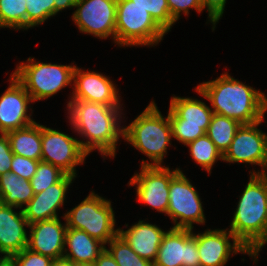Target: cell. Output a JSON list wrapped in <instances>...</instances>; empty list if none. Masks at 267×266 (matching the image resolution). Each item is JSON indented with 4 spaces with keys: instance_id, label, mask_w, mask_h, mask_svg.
Returning <instances> with one entry per match:
<instances>
[{
    "instance_id": "obj_1",
    "label": "cell",
    "mask_w": 267,
    "mask_h": 266,
    "mask_svg": "<svg viewBox=\"0 0 267 266\" xmlns=\"http://www.w3.org/2000/svg\"><path fill=\"white\" fill-rule=\"evenodd\" d=\"M122 106H107L84 100H70L67 104L71 126L86 142L79 140L81 147L90 154L93 150L103 155L115 157L119 138H123L120 126ZM121 127V128H120Z\"/></svg>"
},
{
    "instance_id": "obj_2",
    "label": "cell",
    "mask_w": 267,
    "mask_h": 266,
    "mask_svg": "<svg viewBox=\"0 0 267 266\" xmlns=\"http://www.w3.org/2000/svg\"><path fill=\"white\" fill-rule=\"evenodd\" d=\"M195 90L210 101L215 114L237 120L240 124L265 120V93L234 79L227 72L214 80L202 82Z\"/></svg>"
},
{
    "instance_id": "obj_3",
    "label": "cell",
    "mask_w": 267,
    "mask_h": 266,
    "mask_svg": "<svg viewBox=\"0 0 267 266\" xmlns=\"http://www.w3.org/2000/svg\"><path fill=\"white\" fill-rule=\"evenodd\" d=\"M230 222V231L255 262L267 243V173L251 174Z\"/></svg>"
},
{
    "instance_id": "obj_4",
    "label": "cell",
    "mask_w": 267,
    "mask_h": 266,
    "mask_svg": "<svg viewBox=\"0 0 267 266\" xmlns=\"http://www.w3.org/2000/svg\"><path fill=\"white\" fill-rule=\"evenodd\" d=\"M123 128L124 140L152 161L142 160L141 166H162L172 139L169 114L164 118L156 103L151 101L134 121Z\"/></svg>"
},
{
    "instance_id": "obj_5",
    "label": "cell",
    "mask_w": 267,
    "mask_h": 266,
    "mask_svg": "<svg viewBox=\"0 0 267 266\" xmlns=\"http://www.w3.org/2000/svg\"><path fill=\"white\" fill-rule=\"evenodd\" d=\"M167 32L148 11L131 0H117L115 43L121 46H153Z\"/></svg>"
},
{
    "instance_id": "obj_6",
    "label": "cell",
    "mask_w": 267,
    "mask_h": 266,
    "mask_svg": "<svg viewBox=\"0 0 267 266\" xmlns=\"http://www.w3.org/2000/svg\"><path fill=\"white\" fill-rule=\"evenodd\" d=\"M26 61L17 65L13 75L23 84L33 102L48 99L73 83L76 65L36 62L33 57Z\"/></svg>"
},
{
    "instance_id": "obj_7",
    "label": "cell",
    "mask_w": 267,
    "mask_h": 266,
    "mask_svg": "<svg viewBox=\"0 0 267 266\" xmlns=\"http://www.w3.org/2000/svg\"><path fill=\"white\" fill-rule=\"evenodd\" d=\"M67 228L83 230L105 245L118 235L111 201L91 191L77 206L63 215Z\"/></svg>"
},
{
    "instance_id": "obj_8",
    "label": "cell",
    "mask_w": 267,
    "mask_h": 266,
    "mask_svg": "<svg viewBox=\"0 0 267 266\" xmlns=\"http://www.w3.org/2000/svg\"><path fill=\"white\" fill-rule=\"evenodd\" d=\"M168 114L172 138L187 145L206 134L213 111L198 99L173 96Z\"/></svg>"
},
{
    "instance_id": "obj_9",
    "label": "cell",
    "mask_w": 267,
    "mask_h": 266,
    "mask_svg": "<svg viewBox=\"0 0 267 266\" xmlns=\"http://www.w3.org/2000/svg\"><path fill=\"white\" fill-rule=\"evenodd\" d=\"M167 215L174 222L173 228L193 230L194 223L204 225L206 221L198 191L181 169L170 181Z\"/></svg>"
},
{
    "instance_id": "obj_10",
    "label": "cell",
    "mask_w": 267,
    "mask_h": 266,
    "mask_svg": "<svg viewBox=\"0 0 267 266\" xmlns=\"http://www.w3.org/2000/svg\"><path fill=\"white\" fill-rule=\"evenodd\" d=\"M41 161L60 168L66 174L76 177V166L84 163L89 155L80 141L60 130L41 124Z\"/></svg>"
},
{
    "instance_id": "obj_11",
    "label": "cell",
    "mask_w": 267,
    "mask_h": 266,
    "mask_svg": "<svg viewBox=\"0 0 267 266\" xmlns=\"http://www.w3.org/2000/svg\"><path fill=\"white\" fill-rule=\"evenodd\" d=\"M262 121L264 120L241 124L229 148L223 154L222 161L258 165L262 170L250 171L251 174L267 173V134L257 128Z\"/></svg>"
},
{
    "instance_id": "obj_12",
    "label": "cell",
    "mask_w": 267,
    "mask_h": 266,
    "mask_svg": "<svg viewBox=\"0 0 267 266\" xmlns=\"http://www.w3.org/2000/svg\"><path fill=\"white\" fill-rule=\"evenodd\" d=\"M179 170H170L169 166H141V171L134 173L128 184L137 185V201L167 215L170 181Z\"/></svg>"
},
{
    "instance_id": "obj_13",
    "label": "cell",
    "mask_w": 267,
    "mask_h": 266,
    "mask_svg": "<svg viewBox=\"0 0 267 266\" xmlns=\"http://www.w3.org/2000/svg\"><path fill=\"white\" fill-rule=\"evenodd\" d=\"M72 19L82 33L115 42L117 0H79Z\"/></svg>"
},
{
    "instance_id": "obj_14",
    "label": "cell",
    "mask_w": 267,
    "mask_h": 266,
    "mask_svg": "<svg viewBox=\"0 0 267 266\" xmlns=\"http://www.w3.org/2000/svg\"><path fill=\"white\" fill-rule=\"evenodd\" d=\"M154 266H200L196 234L191 229L171 228L163 236Z\"/></svg>"
},
{
    "instance_id": "obj_15",
    "label": "cell",
    "mask_w": 267,
    "mask_h": 266,
    "mask_svg": "<svg viewBox=\"0 0 267 266\" xmlns=\"http://www.w3.org/2000/svg\"><path fill=\"white\" fill-rule=\"evenodd\" d=\"M200 266H225L231 254H248L249 250L228 229L206 230L196 234ZM232 240L233 243L230 242Z\"/></svg>"
},
{
    "instance_id": "obj_16",
    "label": "cell",
    "mask_w": 267,
    "mask_h": 266,
    "mask_svg": "<svg viewBox=\"0 0 267 266\" xmlns=\"http://www.w3.org/2000/svg\"><path fill=\"white\" fill-rule=\"evenodd\" d=\"M10 84L0 96V133L25 128L34 121L27 114L29 104L33 102L23 84L11 73Z\"/></svg>"
},
{
    "instance_id": "obj_17",
    "label": "cell",
    "mask_w": 267,
    "mask_h": 266,
    "mask_svg": "<svg viewBox=\"0 0 267 266\" xmlns=\"http://www.w3.org/2000/svg\"><path fill=\"white\" fill-rule=\"evenodd\" d=\"M73 92L70 100H84L107 106H121V96L110 77L94 71H84L75 66ZM120 99V100H119Z\"/></svg>"
},
{
    "instance_id": "obj_18",
    "label": "cell",
    "mask_w": 267,
    "mask_h": 266,
    "mask_svg": "<svg viewBox=\"0 0 267 266\" xmlns=\"http://www.w3.org/2000/svg\"><path fill=\"white\" fill-rule=\"evenodd\" d=\"M27 248L51 259L61 258L64 255L65 235L67 223H61L57 217L50 220L37 221L29 224Z\"/></svg>"
},
{
    "instance_id": "obj_19",
    "label": "cell",
    "mask_w": 267,
    "mask_h": 266,
    "mask_svg": "<svg viewBox=\"0 0 267 266\" xmlns=\"http://www.w3.org/2000/svg\"><path fill=\"white\" fill-rule=\"evenodd\" d=\"M75 178V176L66 174L59 182L34 194L28 204L23 207L24 216L29 224L57 218V211L64 205L68 188Z\"/></svg>"
},
{
    "instance_id": "obj_20",
    "label": "cell",
    "mask_w": 267,
    "mask_h": 266,
    "mask_svg": "<svg viewBox=\"0 0 267 266\" xmlns=\"http://www.w3.org/2000/svg\"><path fill=\"white\" fill-rule=\"evenodd\" d=\"M17 207L4 205L0 202V254L13 256L28 245L26 226L29 222L23 209L16 212Z\"/></svg>"
},
{
    "instance_id": "obj_21",
    "label": "cell",
    "mask_w": 267,
    "mask_h": 266,
    "mask_svg": "<svg viewBox=\"0 0 267 266\" xmlns=\"http://www.w3.org/2000/svg\"><path fill=\"white\" fill-rule=\"evenodd\" d=\"M118 229V234L137 255L154 263L166 231L156 224L147 223L144 220H139L138 223H135L125 231L121 228Z\"/></svg>"
},
{
    "instance_id": "obj_22",
    "label": "cell",
    "mask_w": 267,
    "mask_h": 266,
    "mask_svg": "<svg viewBox=\"0 0 267 266\" xmlns=\"http://www.w3.org/2000/svg\"><path fill=\"white\" fill-rule=\"evenodd\" d=\"M64 246L63 257L74 263H94L106 247L100 240L75 228H67Z\"/></svg>"
},
{
    "instance_id": "obj_23",
    "label": "cell",
    "mask_w": 267,
    "mask_h": 266,
    "mask_svg": "<svg viewBox=\"0 0 267 266\" xmlns=\"http://www.w3.org/2000/svg\"><path fill=\"white\" fill-rule=\"evenodd\" d=\"M13 154L30 158L33 160H41V124L34 122L33 124L9 131L6 133Z\"/></svg>"
},
{
    "instance_id": "obj_24",
    "label": "cell",
    "mask_w": 267,
    "mask_h": 266,
    "mask_svg": "<svg viewBox=\"0 0 267 266\" xmlns=\"http://www.w3.org/2000/svg\"><path fill=\"white\" fill-rule=\"evenodd\" d=\"M34 196L29 180L19 177L13 172L0 175V202L4 205L23 209Z\"/></svg>"
},
{
    "instance_id": "obj_25",
    "label": "cell",
    "mask_w": 267,
    "mask_h": 266,
    "mask_svg": "<svg viewBox=\"0 0 267 266\" xmlns=\"http://www.w3.org/2000/svg\"><path fill=\"white\" fill-rule=\"evenodd\" d=\"M79 0H26L27 29L43 24L66 8H75Z\"/></svg>"
},
{
    "instance_id": "obj_26",
    "label": "cell",
    "mask_w": 267,
    "mask_h": 266,
    "mask_svg": "<svg viewBox=\"0 0 267 266\" xmlns=\"http://www.w3.org/2000/svg\"><path fill=\"white\" fill-rule=\"evenodd\" d=\"M240 126L241 124L237 120L213 113L206 135L213 141L216 148L224 154Z\"/></svg>"
},
{
    "instance_id": "obj_27",
    "label": "cell",
    "mask_w": 267,
    "mask_h": 266,
    "mask_svg": "<svg viewBox=\"0 0 267 266\" xmlns=\"http://www.w3.org/2000/svg\"><path fill=\"white\" fill-rule=\"evenodd\" d=\"M186 146L189 147L193 160L209 174H211L215 162L223 159V154L216 148L213 141L206 134L198 137Z\"/></svg>"
},
{
    "instance_id": "obj_28",
    "label": "cell",
    "mask_w": 267,
    "mask_h": 266,
    "mask_svg": "<svg viewBox=\"0 0 267 266\" xmlns=\"http://www.w3.org/2000/svg\"><path fill=\"white\" fill-rule=\"evenodd\" d=\"M26 0H0V27L27 30Z\"/></svg>"
},
{
    "instance_id": "obj_29",
    "label": "cell",
    "mask_w": 267,
    "mask_h": 266,
    "mask_svg": "<svg viewBox=\"0 0 267 266\" xmlns=\"http://www.w3.org/2000/svg\"><path fill=\"white\" fill-rule=\"evenodd\" d=\"M105 249L119 266H154V264L137 255L129 244L118 234L112 238Z\"/></svg>"
},
{
    "instance_id": "obj_30",
    "label": "cell",
    "mask_w": 267,
    "mask_h": 266,
    "mask_svg": "<svg viewBox=\"0 0 267 266\" xmlns=\"http://www.w3.org/2000/svg\"><path fill=\"white\" fill-rule=\"evenodd\" d=\"M66 175L60 168L50 163L40 161L30 183L34 194L46 190L49 186L59 182Z\"/></svg>"
},
{
    "instance_id": "obj_31",
    "label": "cell",
    "mask_w": 267,
    "mask_h": 266,
    "mask_svg": "<svg viewBox=\"0 0 267 266\" xmlns=\"http://www.w3.org/2000/svg\"><path fill=\"white\" fill-rule=\"evenodd\" d=\"M135 5L151 14L152 18L166 31L169 32L176 22L172 19L167 0H131Z\"/></svg>"
},
{
    "instance_id": "obj_32",
    "label": "cell",
    "mask_w": 267,
    "mask_h": 266,
    "mask_svg": "<svg viewBox=\"0 0 267 266\" xmlns=\"http://www.w3.org/2000/svg\"><path fill=\"white\" fill-rule=\"evenodd\" d=\"M40 161L41 160H33L13 154L10 172H13L19 177L30 181L34 176Z\"/></svg>"
},
{
    "instance_id": "obj_33",
    "label": "cell",
    "mask_w": 267,
    "mask_h": 266,
    "mask_svg": "<svg viewBox=\"0 0 267 266\" xmlns=\"http://www.w3.org/2000/svg\"><path fill=\"white\" fill-rule=\"evenodd\" d=\"M17 266H50L52 259L24 248L18 254L13 255Z\"/></svg>"
},
{
    "instance_id": "obj_34",
    "label": "cell",
    "mask_w": 267,
    "mask_h": 266,
    "mask_svg": "<svg viewBox=\"0 0 267 266\" xmlns=\"http://www.w3.org/2000/svg\"><path fill=\"white\" fill-rule=\"evenodd\" d=\"M167 4L171 17L175 22L180 18L181 12L184 15H188L191 8L199 13L203 11L201 0H167Z\"/></svg>"
},
{
    "instance_id": "obj_35",
    "label": "cell",
    "mask_w": 267,
    "mask_h": 266,
    "mask_svg": "<svg viewBox=\"0 0 267 266\" xmlns=\"http://www.w3.org/2000/svg\"><path fill=\"white\" fill-rule=\"evenodd\" d=\"M227 0H201L203 10L207 8L208 11V21L213 24V31L219 19L223 16L225 4Z\"/></svg>"
},
{
    "instance_id": "obj_36",
    "label": "cell",
    "mask_w": 267,
    "mask_h": 266,
    "mask_svg": "<svg viewBox=\"0 0 267 266\" xmlns=\"http://www.w3.org/2000/svg\"><path fill=\"white\" fill-rule=\"evenodd\" d=\"M13 152L7 134H0V175L7 173L11 169Z\"/></svg>"
},
{
    "instance_id": "obj_37",
    "label": "cell",
    "mask_w": 267,
    "mask_h": 266,
    "mask_svg": "<svg viewBox=\"0 0 267 266\" xmlns=\"http://www.w3.org/2000/svg\"><path fill=\"white\" fill-rule=\"evenodd\" d=\"M94 266H119L110 253L104 249L94 262Z\"/></svg>"
},
{
    "instance_id": "obj_38",
    "label": "cell",
    "mask_w": 267,
    "mask_h": 266,
    "mask_svg": "<svg viewBox=\"0 0 267 266\" xmlns=\"http://www.w3.org/2000/svg\"><path fill=\"white\" fill-rule=\"evenodd\" d=\"M50 266H74V262L65 257L52 259Z\"/></svg>"
},
{
    "instance_id": "obj_39",
    "label": "cell",
    "mask_w": 267,
    "mask_h": 266,
    "mask_svg": "<svg viewBox=\"0 0 267 266\" xmlns=\"http://www.w3.org/2000/svg\"><path fill=\"white\" fill-rule=\"evenodd\" d=\"M0 266H17L13 256H1Z\"/></svg>"
},
{
    "instance_id": "obj_40",
    "label": "cell",
    "mask_w": 267,
    "mask_h": 266,
    "mask_svg": "<svg viewBox=\"0 0 267 266\" xmlns=\"http://www.w3.org/2000/svg\"><path fill=\"white\" fill-rule=\"evenodd\" d=\"M74 266H94V263H74Z\"/></svg>"
}]
</instances>
